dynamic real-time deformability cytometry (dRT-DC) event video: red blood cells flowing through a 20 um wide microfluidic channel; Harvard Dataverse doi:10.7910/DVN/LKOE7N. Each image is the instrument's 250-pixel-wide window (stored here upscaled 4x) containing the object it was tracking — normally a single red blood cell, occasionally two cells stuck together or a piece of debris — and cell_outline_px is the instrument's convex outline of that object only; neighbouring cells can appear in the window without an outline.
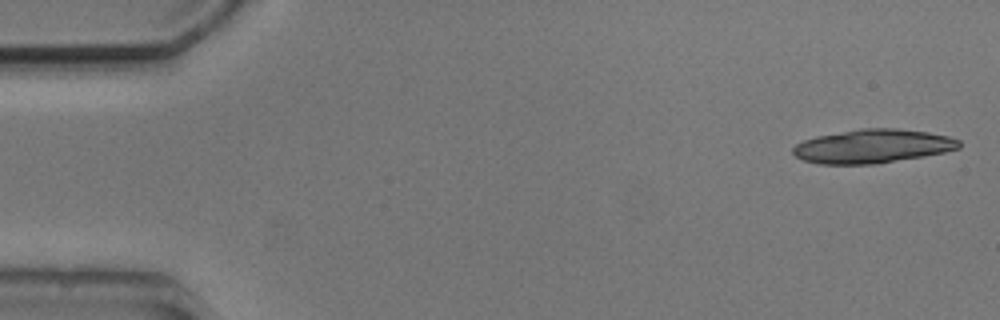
{"species": "common noctule bat (a hibernating species)", "species_latin": "Nyctalus noctula", "temperature_condition": "cold", "stored_images_in_passage": 4, "camera_frame_rate_fps": 3000, "um_per_image_px": 0.085, "animal": {"sex": "male", "body_mass_g": 20.5, "forearm_length_mm": 52.5}, "frame": {"image": 1, "passage_image": 1, "time_ms": 0.0, "image_size_px": [1000, 320], "cell_outline_px": [[960, 148], [944, 152], [924, 156], [876, 164], [820, 164], [804, 160], [796, 156], [792, 152], [792, 148], [796, 144], [804, 140], [816, 136], [860, 128], [896, 128], [928, 132], [948, 136], [960, 140]], "centroid_in_image_um": [74.18, 12.42], "position_along_channel_um": 10.8, "area_um2": 32.71}}